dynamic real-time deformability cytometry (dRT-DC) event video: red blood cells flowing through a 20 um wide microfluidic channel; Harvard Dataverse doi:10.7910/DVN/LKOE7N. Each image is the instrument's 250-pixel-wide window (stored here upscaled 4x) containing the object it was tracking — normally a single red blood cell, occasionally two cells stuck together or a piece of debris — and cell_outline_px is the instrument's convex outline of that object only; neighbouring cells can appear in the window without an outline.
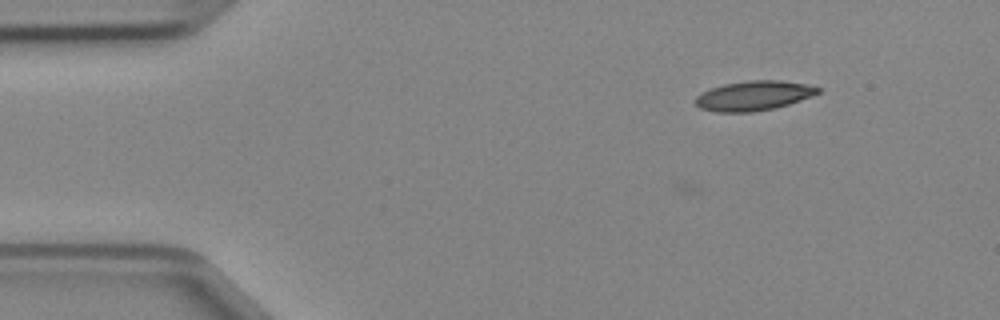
{"species": "Egyptian fruit bat (a non-hibernating species)", "species_latin": "Rousettus aegyptiacus", "temperature_condition": "cold", "stored_images_in_passage": 4, "camera_frame_rate_fps": 3000, "um_per_image_px": 0.085, "animal": {"sex": "female"}, "frame": {"image": 1, "passage_image": 4, "time_ms": 1.0, "image_size_px": [1000, 320], "cell_outline_px": [[820, 92], [812, 96], [776, 108], [752, 112], [716, 112], [700, 108], [692, 100], [700, 92], [724, 84], [748, 80], [780, 80], [808, 84], [820, 88]], "centroid_in_image_um": [64.04, 8.13], "position_along_channel_um": 21.0, "area_um2": 21.33}}